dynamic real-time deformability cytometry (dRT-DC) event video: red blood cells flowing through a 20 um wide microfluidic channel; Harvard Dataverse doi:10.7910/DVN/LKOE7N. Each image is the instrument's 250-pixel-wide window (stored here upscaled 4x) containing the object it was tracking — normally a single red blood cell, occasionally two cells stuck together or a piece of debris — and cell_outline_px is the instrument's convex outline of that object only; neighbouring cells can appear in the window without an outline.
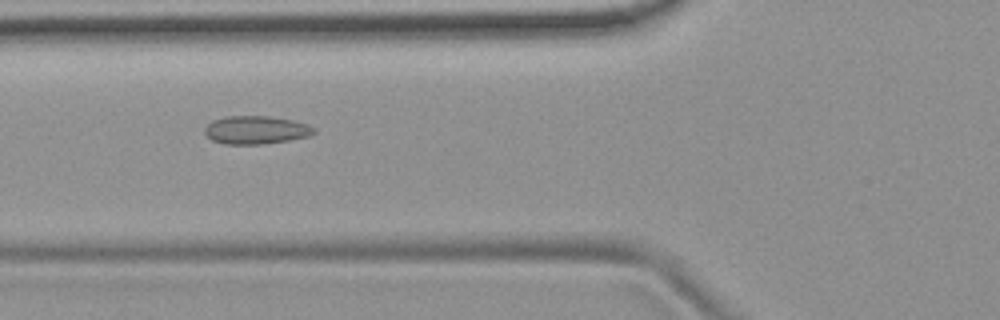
{"species": "common noctule bat (a hibernating species)", "species_latin": "Nyctalus noctula", "temperature_condition": "room temperature", "stored_images_in_passage": 52, "camera_frame_rate_fps": 3000, "um_per_image_px": 0.085, "animal": {"sex": "female", "body_mass_g": 19.9}, "frame": {"image": 1, "passage_image": 20, "time_ms": 6.333, "image_size_px": [1000, 320], "cell_outline_px": [[316, 132], [308, 136], [288, 140], [260, 144], [224, 144], [212, 140], [204, 132], [204, 128], [212, 120], [228, 116], [268, 116], [292, 120], [308, 124], [316, 128]], "centroid_in_image_um": [21.76, 11.04], "position_along_channel_um": 104.0, "area_um2": 17.86}}
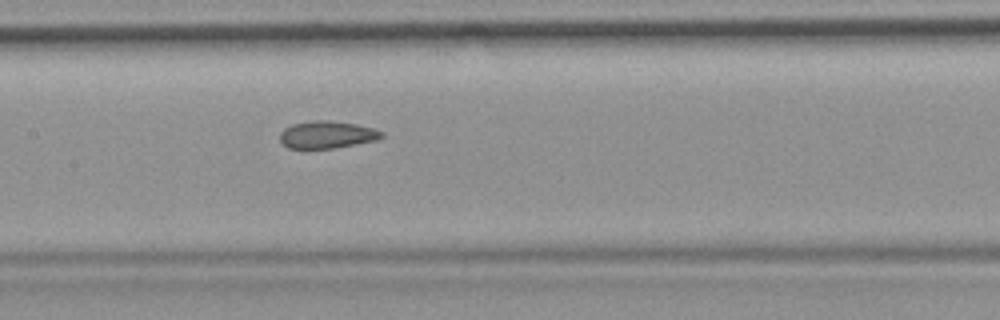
{"frame": {"image": 2, "passage_image": 26, "time_ms": 8.333, "image_size_px": [1000, 320], "cell_outline_px": [[384, 136], [376, 140], [332, 148], [288, 148], [280, 140], [280, 132], [284, 128], [292, 124], [316, 120], [328, 120], [356, 124], [372, 128], [384, 132]], "centroid_in_image_um": [27.79, 11.44], "position_along_channel_um": 179.6, "area_um2": 16.01}}
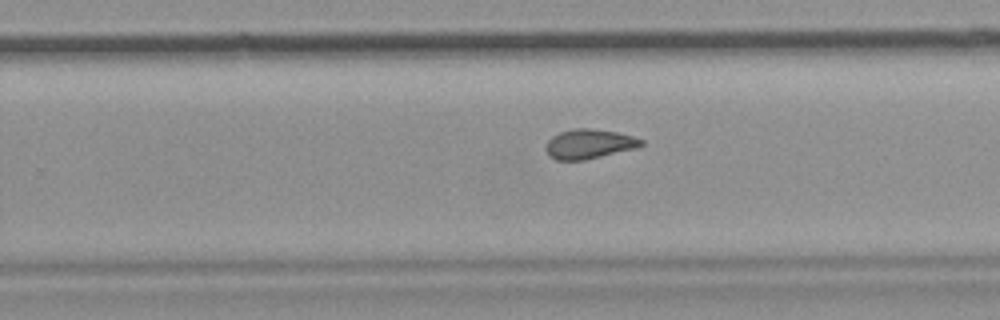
{"frame": {"image": 3, "passage_image": 34, "time_ms": 11.0, "image_size_px": [1000, 320], "cell_outline_px": [[644, 144], [640, 148], [584, 160], [556, 160], [548, 156], [544, 148], [548, 140], [552, 136], [560, 132], [572, 128], [588, 128], [616, 132], [632, 136], [644, 140]], "centroid_in_image_um": [50.08, 12.25], "position_along_channel_um": 279.7, "area_um2": 16.7}, "authors_computed_cell_mechanics": {"area_um2": 17.3978, "velocity_mm_per_s": 3.7688, "shape_relaxation_time_tau1_ms": null, "shape_relaxation_time_tau2_ms": 1.6841, "deformation_change_tau1": null, "deformation_change_tau2": 0.0757}}